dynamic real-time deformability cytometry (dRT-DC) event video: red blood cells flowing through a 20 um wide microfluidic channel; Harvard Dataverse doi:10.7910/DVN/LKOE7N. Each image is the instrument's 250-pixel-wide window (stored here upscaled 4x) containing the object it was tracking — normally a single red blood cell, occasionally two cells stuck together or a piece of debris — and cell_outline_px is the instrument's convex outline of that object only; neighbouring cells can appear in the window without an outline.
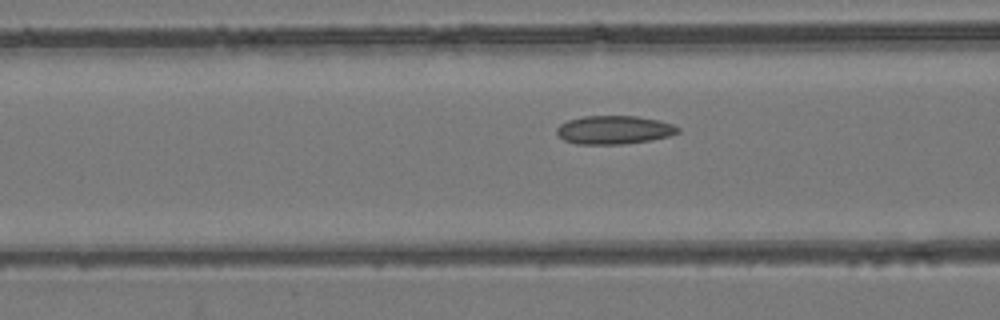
{"species": "common noctule bat (a hibernating species)", "species_latin": "Nyctalus noctula", "temperature_condition": "room temperature", "stored_images_in_passage": 32, "camera_frame_rate_fps": 3000, "um_per_image_px": 0.085, "animal": {"sex": "female", "body_mass_g": 24.6, "forearm_length_mm": 56.2}, "frame": {"image": 1, "passage_image": 10, "time_ms": 3.0, "image_size_px": [1000, 320], "cell_outline_px": [[680, 132], [668, 136], [652, 140], [620, 144], [576, 144], [564, 140], [556, 132], [556, 128], [560, 124], [568, 120], [584, 116], [636, 116], [660, 120], [672, 124], [680, 128]], "centroid_in_image_um": [52.2, 11.04], "position_along_channel_um": 114.4, "area_um2": 20.11}}
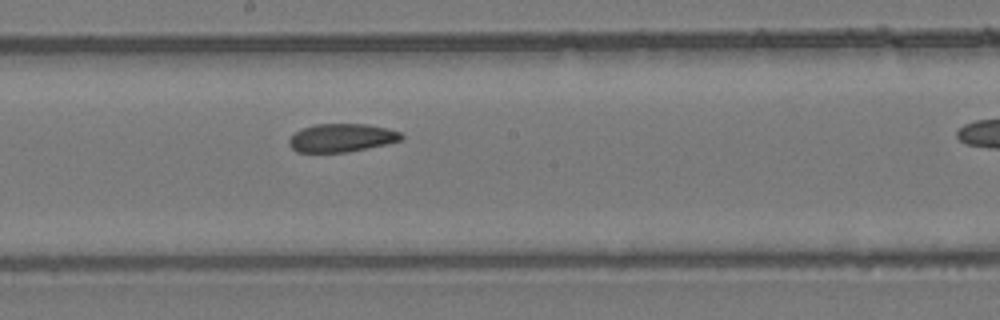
{"frame": {"image": 2, "passage_image": 18, "time_ms": 5.667, "image_size_px": [1000, 320], "cell_outline_px": [[404, 136], [400, 140], [368, 148], [348, 152], [296, 152], [288, 144], [288, 140], [300, 128], [316, 124], [368, 124], [388, 128], [400, 132]], "centroid_in_image_um": [29.02, 11.71], "position_along_channel_um": 219.2, "area_um2": 18.5}}
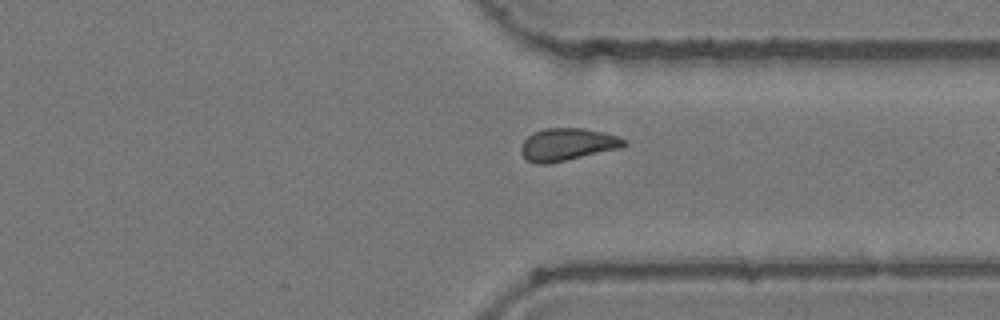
{"frame": {"image": 3, "passage_image": 29, "time_ms": 9.333, "image_size_px": [1000, 320], "cell_outline_px": [[628, 144], [624, 148], [548, 164], [536, 164], [528, 160], [520, 152], [520, 144], [532, 132], [544, 128], [584, 128], [604, 132], [616, 136], [624, 140]], "centroid_in_image_um": [48.22, 12.28], "position_along_channel_um": 363.2, "area_um2": 19.77}}